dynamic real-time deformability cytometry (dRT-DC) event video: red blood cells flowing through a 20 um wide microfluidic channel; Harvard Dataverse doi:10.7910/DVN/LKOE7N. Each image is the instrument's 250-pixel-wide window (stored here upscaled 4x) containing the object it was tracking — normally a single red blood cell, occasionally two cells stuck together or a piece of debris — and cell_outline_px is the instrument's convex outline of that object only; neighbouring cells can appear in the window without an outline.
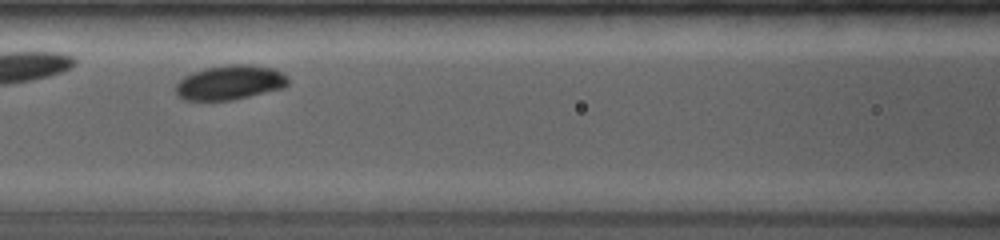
{"species": "common noctule bat (a hibernating species)", "species_latin": "Nyctalus noctula", "temperature_condition": "room temperature", "stored_images_in_passage": 6, "camera_frame_rate_fps": 4000, "um_per_image_px": 0.085, "animal": {"sex": "female", "body_mass_g": 19.0, "forearm_length_mm": 53.3}, "frame": {"image": 1, "passage_image": 5, "time_ms": 3.0, "image_size_px": [1000, 240], "cell_outline_px": [[288, 84], [284, 88], [232, 100], [184, 100], [176, 96], [176, 84], [184, 76], [192, 72], [204, 68], [228, 64], [248, 64], [276, 68], [288, 76]], "centroid_in_image_um": [19.56, 7.0], "position_along_channel_um": 147.0, "area_um2": 22.89}}